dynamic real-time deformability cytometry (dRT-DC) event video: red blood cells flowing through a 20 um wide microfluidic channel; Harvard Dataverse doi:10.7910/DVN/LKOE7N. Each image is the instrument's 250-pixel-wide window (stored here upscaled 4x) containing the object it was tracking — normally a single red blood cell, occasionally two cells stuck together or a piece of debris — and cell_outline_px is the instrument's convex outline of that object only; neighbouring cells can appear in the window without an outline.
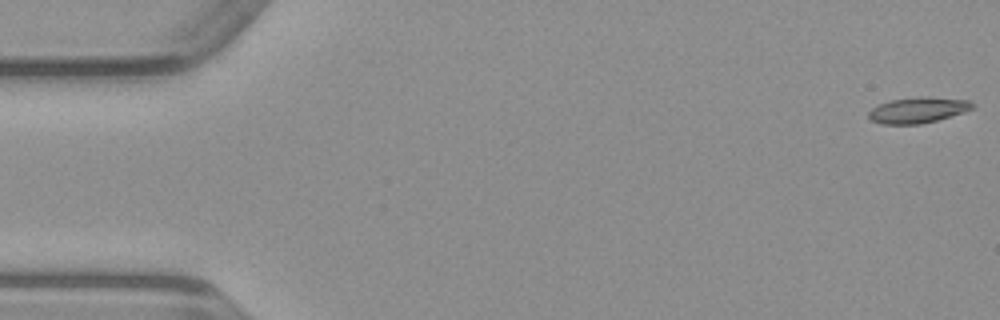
{"species": "common noctule bat (a hibernating species)", "species_latin": "Nyctalus noctula", "temperature_condition": "warm", "stored_images_in_passage": 50, "camera_frame_rate_fps": 3000, "um_per_image_px": 0.085, "animal": {"sex": "male", "body_mass_g": 23.1, "forearm_length_mm": 52.7}, "frame": {"image": 1, "passage_image": 1, "time_ms": 0.0, "image_size_px": [1000, 320], "cell_outline_px": [[976, 104], [972, 108], [964, 112], [936, 120], [920, 124], [880, 124], [872, 120], [868, 116], [868, 112], [872, 108], [880, 104], [892, 100], [920, 96], [924, 96], [972, 100]], "centroid_in_image_um": [78.05, 9.35], "position_along_channel_um": 6.9, "area_um2": 15.61}}
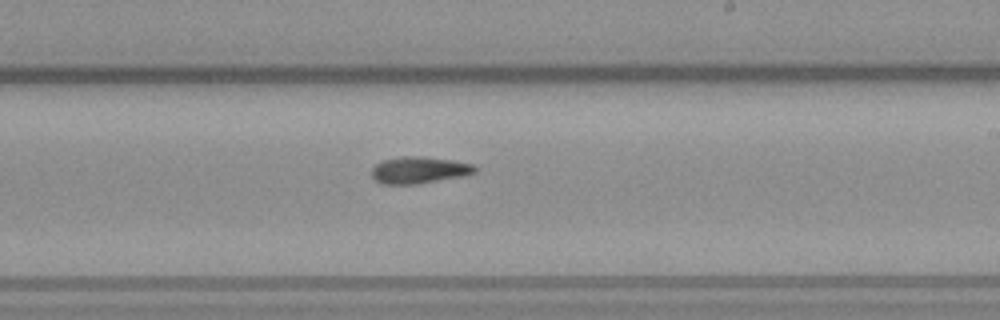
{"frame": {"image": 2, "passage_image": 29, "time_ms": 9.333, "image_size_px": [1000, 320], "cell_outline_px": [[480, 168], [476, 172], [464, 176], [416, 184], [384, 184], [376, 180], [372, 176], [372, 168], [380, 160], [400, 156], [420, 156], [452, 160], [472, 164]], "centroid_in_image_um": [35.64, 14.44], "position_along_channel_um": 253.4, "area_um2": 16.24}}
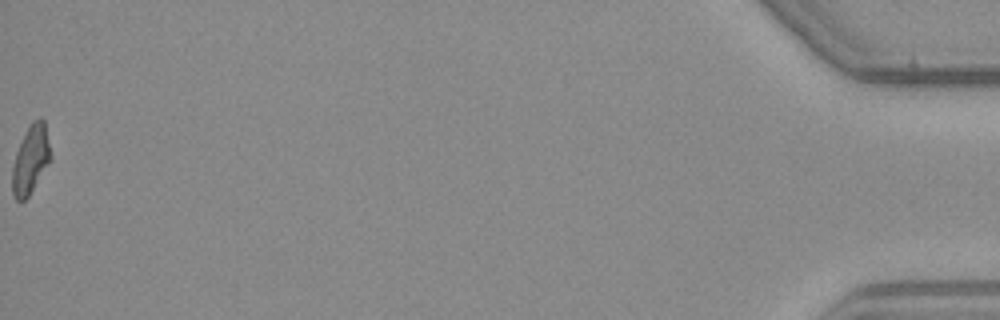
{"frame": {"image": 3, "passage_image": 50, "time_ms": 16.333, "image_size_px": [1000, 320], "cell_outline_px": [[52, 160], [28, 196], [24, 200], [16, 200], [12, 192], [12, 168], [16, 152], [32, 120], [40, 116], [44, 120], [52, 156]], "centroid_in_image_um": [2.63, 13.55], "position_along_channel_um": 432.6, "area_um2": 15.26}}